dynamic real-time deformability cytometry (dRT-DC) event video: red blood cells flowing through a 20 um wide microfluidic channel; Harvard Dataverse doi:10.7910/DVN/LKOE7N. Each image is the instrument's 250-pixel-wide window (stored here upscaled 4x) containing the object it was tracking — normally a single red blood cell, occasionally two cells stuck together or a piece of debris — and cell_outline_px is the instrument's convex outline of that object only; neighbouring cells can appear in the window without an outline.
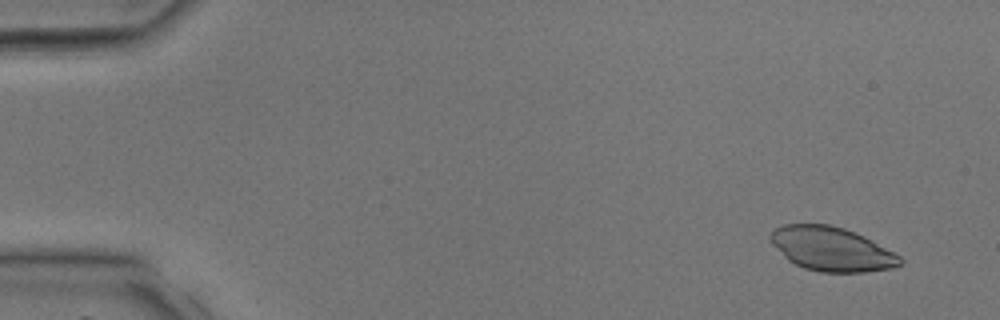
{"species": "common noctule bat (a hibernating species)", "species_latin": "Nyctalus noctula", "temperature_condition": "room temperature", "stored_images_in_passage": 39, "camera_frame_rate_fps": 3000, "um_per_image_px": 0.085, "animal": {"sex": "male", "body_mass_g": 17.9, "forearm_length_mm": 54.2}, "frame": {"image": 1, "passage_image": 3, "time_ms": 0.667, "image_size_px": [1000, 320], "cell_outline_px": [[904, 260], [900, 264], [892, 268], [864, 272], [820, 272], [804, 268], [788, 260], [772, 244], [768, 236], [776, 228], [784, 224], [832, 224], [844, 228], [864, 236], [900, 256]], "centroid_in_image_um": [70.67, 21.16], "position_along_channel_um": 14.3, "area_um2": 33.12}}